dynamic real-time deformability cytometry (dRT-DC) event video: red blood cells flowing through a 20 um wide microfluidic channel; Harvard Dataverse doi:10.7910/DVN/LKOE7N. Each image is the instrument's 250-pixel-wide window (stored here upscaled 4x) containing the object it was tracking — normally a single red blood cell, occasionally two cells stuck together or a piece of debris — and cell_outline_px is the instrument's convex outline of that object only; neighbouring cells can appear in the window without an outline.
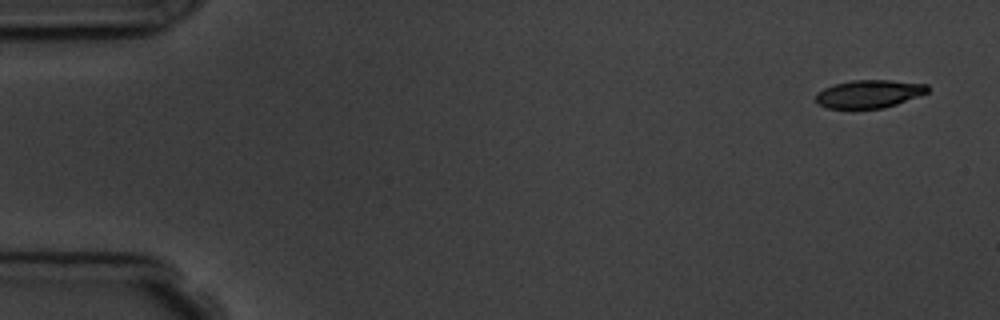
{"species": "common noctule bat (a hibernating species)", "species_latin": "Nyctalus noctula", "temperature_condition": "room temperature", "stored_images_in_passage": 4, "camera_frame_rate_fps": 3000, "um_per_image_px": 0.085, "animal": {"sex": "male", "body_mass_g": 19.5, "forearm_length_mm": 54.6}, "frame": {"image": 1, "passage_image": 1, "time_ms": 0.0, "image_size_px": [1000, 320], "cell_outline_px": [[928, 92], [896, 104], [884, 108], [828, 108], [816, 104], [816, 92], [832, 84], [852, 80], [888, 80], [928, 84]], "centroid_in_image_um": [73.82, 7.97], "position_along_channel_um": 11.2, "area_um2": 18.21}}
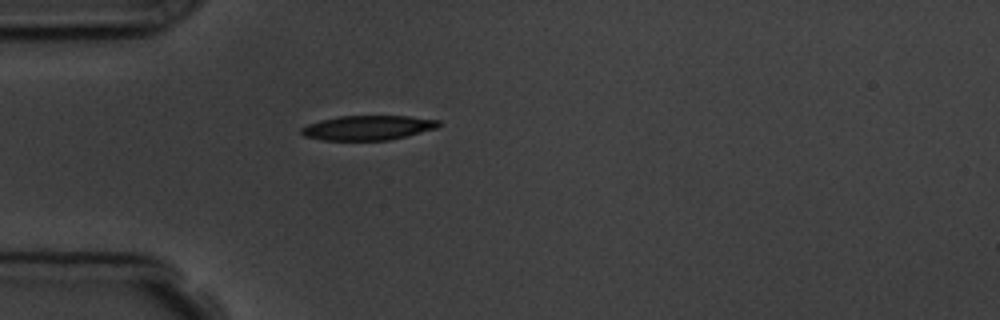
{"frame": {"image": 2, "passage_image": 4, "time_ms": 4.333, "image_size_px": [1000, 320], "cell_outline_px": [[440, 124], [436, 128], [388, 140], [320, 140], [304, 136], [300, 132], [300, 128], [308, 124], [320, 120], [340, 116], [408, 116], [440, 120]], "centroid_in_image_um": [31.22, 10.85], "position_along_channel_um": 53.8, "area_um2": 19.54}}